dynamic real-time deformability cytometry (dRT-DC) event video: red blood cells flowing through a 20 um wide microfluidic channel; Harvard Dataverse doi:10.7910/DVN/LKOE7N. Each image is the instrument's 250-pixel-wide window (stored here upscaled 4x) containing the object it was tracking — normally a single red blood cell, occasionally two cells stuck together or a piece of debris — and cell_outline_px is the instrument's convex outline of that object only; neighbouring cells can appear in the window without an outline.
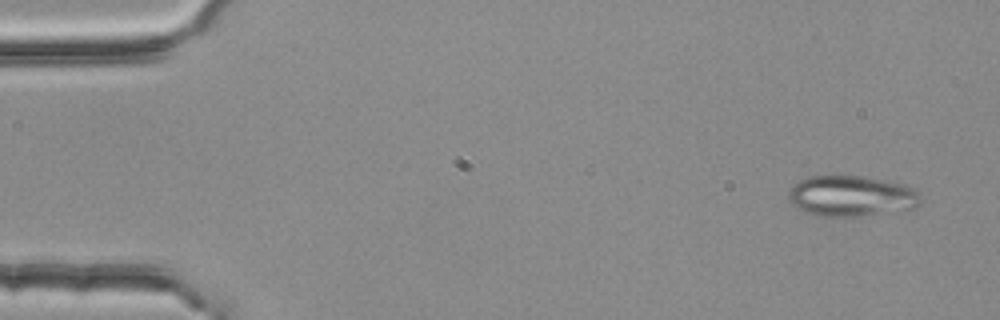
{"species": "common noctule bat (a hibernating species)", "species_latin": "Nyctalus noctula", "temperature_condition": "room temperature", "stored_images_in_passage": 4, "camera_frame_rate_fps": 3000, "um_per_image_px": 0.085, "animal": {"sex": "female", "body_mass_g": 25.1}, "frame": {"image": 1, "passage_image": 1, "time_ms": 0.0, "image_size_px": [1000, 320], "cell_outline_px": [[920, 204], [916, 208], [860, 216], [816, 216], [804, 212], [796, 208], [788, 200], [788, 192], [792, 184], [808, 176], [860, 176], [884, 180], [904, 184], [916, 192], [920, 196]], "centroid_in_image_um": [72.3, 16.67], "position_along_channel_um": 12.7, "area_um2": 31.44}}
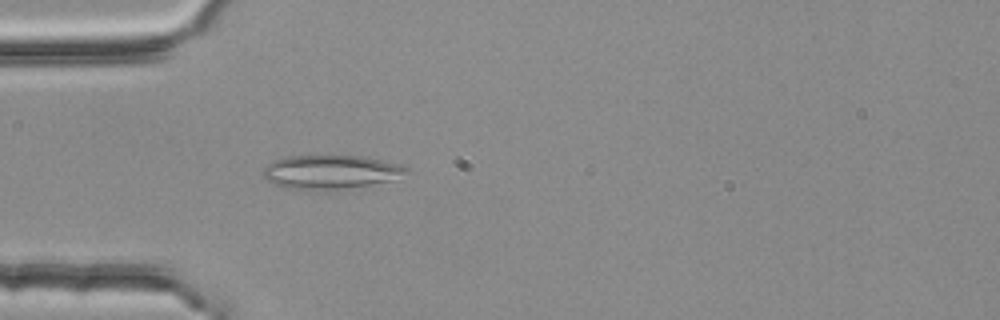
{"frame": {"image": 2, "passage_image": 4, "time_ms": 1.0, "image_size_px": [1000, 320], "cell_outline_px": [[412, 172], [392, 180], [328, 192], [284, 188], [268, 180], [264, 176], [264, 168], [272, 160], [288, 156], [364, 156], [396, 164], [408, 168]], "centroid_in_image_um": [28.11, 14.64], "position_along_channel_um": 56.9, "area_um2": 28.55}}